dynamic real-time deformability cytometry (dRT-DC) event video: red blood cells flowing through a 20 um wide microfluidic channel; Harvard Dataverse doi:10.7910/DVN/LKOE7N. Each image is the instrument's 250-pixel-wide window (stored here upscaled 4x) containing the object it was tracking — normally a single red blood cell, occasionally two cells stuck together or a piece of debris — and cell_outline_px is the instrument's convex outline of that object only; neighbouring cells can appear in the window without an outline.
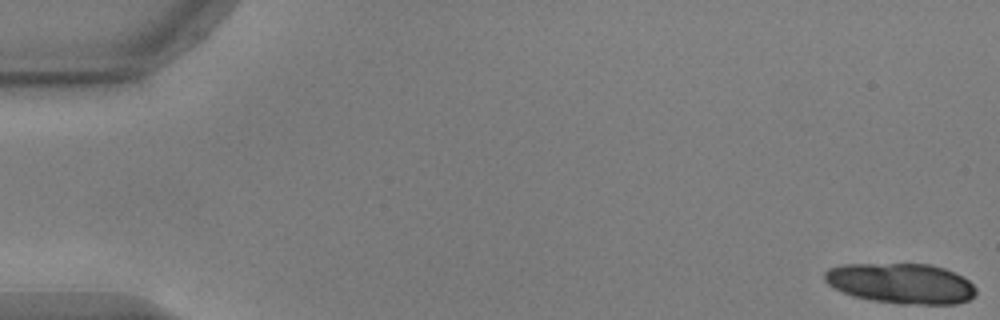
{"species": "common noctule bat (a hibernating species)", "species_latin": "Nyctalus noctula", "temperature_condition": "warm", "stored_images_in_passage": 55, "camera_frame_rate_fps": 3000, "um_per_image_px": 0.085, "animal": {"sex": "male", "body_mass_g": 17.9, "forearm_length_mm": 54.2}, "frame": {"image": 1, "passage_image": 1, "time_ms": 0.0, "image_size_px": [1000, 320], "cell_outline_px": [[976, 296], [968, 300], [956, 304], [900, 304], [872, 300], [852, 296], [828, 284], [824, 280], [824, 272], [828, 268], [844, 264], [928, 264], [944, 268], [968, 280], [976, 288]], "centroid_in_image_um": [76.59, 24.09], "position_along_channel_um": 8.4, "area_um2": 35.55}}
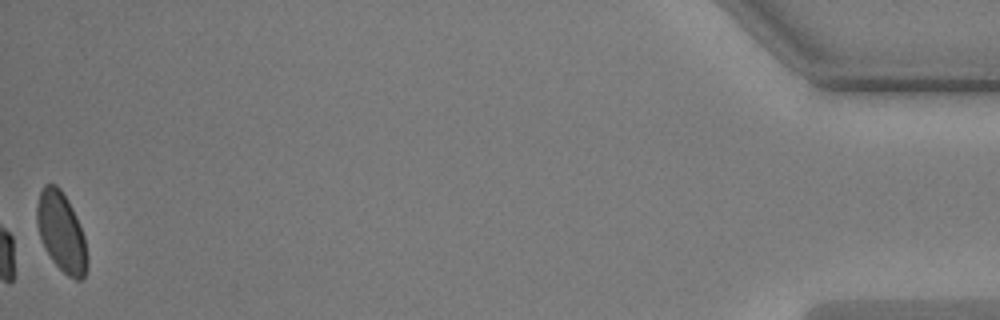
{"frame": {"image": 2, "passage_image": 55, "time_ms": 18.0, "image_size_px": [1000, 320], "cell_outline_px": [[88, 268], [84, 276], [80, 280], [76, 280], [68, 276], [52, 260], [44, 248], [36, 224], [36, 208], [40, 192], [44, 184], [56, 184], [60, 188], [68, 200], [76, 216], [84, 236], [88, 260]], "centroid_in_image_um": [5.21, 19.72], "position_along_channel_um": 430.0, "area_um2": 23.35}, "authors_computed_cell_mechanics": {"area_um2": 21.4438, "velocity_mm_per_s": 3.7141, "shape_relaxation_time_tau1_ms": 2.0145, "shape_relaxation_time_tau2_ms": 2.541, "deformation_change_tau1": 0.1452, "deformation_change_tau2": 0.0574}}